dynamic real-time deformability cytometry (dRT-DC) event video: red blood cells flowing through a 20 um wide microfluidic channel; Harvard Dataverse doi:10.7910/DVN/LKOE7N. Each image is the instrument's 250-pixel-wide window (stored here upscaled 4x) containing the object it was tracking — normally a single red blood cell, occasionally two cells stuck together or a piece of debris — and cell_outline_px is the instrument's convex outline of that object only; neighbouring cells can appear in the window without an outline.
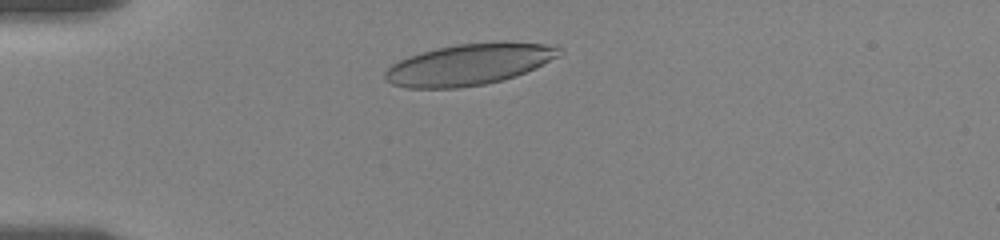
{"species": "human", "species_latin": "Homo sapiens", "temperature_condition": "room temperature", "stored_images_in_passage": 43, "camera_frame_rate_fps": 3000, "um_per_image_px": 0.085, "donor": {"sex": "female"}, "frame": {"image": 1, "passage_image": 1, "time_ms": 0.0, "image_size_px": [1000, 240], "cell_outline_px": [[564, 52], [560, 56], [516, 76], [504, 80], [484, 84], [456, 88], [408, 88], [392, 84], [384, 76], [384, 72], [392, 64], [408, 56], [420, 52], [436, 48], [456, 44], [556, 44], [564, 48]], "centroid_in_image_um": [39.86, 5.5], "position_along_channel_um": 45.1, "area_um2": 41.21}}
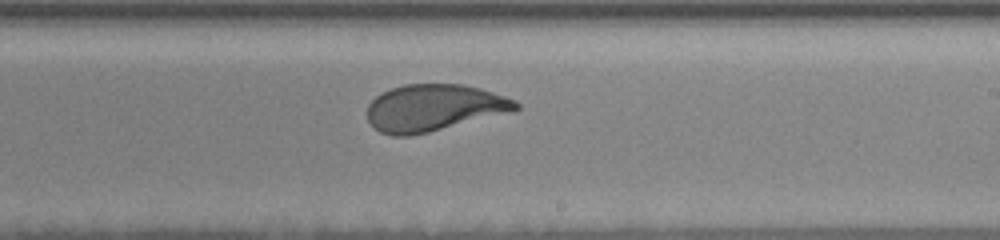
{"frame": {"image": 2, "passage_image": 21, "time_ms": 6.667, "image_size_px": [1000, 240], "cell_outline_px": [[520, 108], [428, 132], [408, 136], [392, 136], [380, 132], [368, 120], [368, 104], [376, 96], [392, 88], [404, 84], [464, 84], [480, 88], [516, 100], [520, 104]], "centroid_in_image_um": [36.83, 9.14], "position_along_channel_um": 252.2, "area_um2": 39.77}}
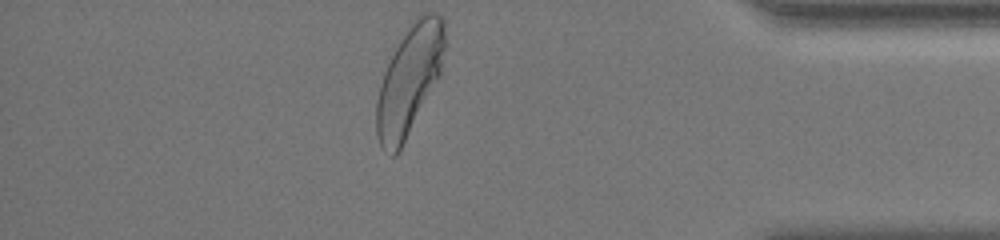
{"frame": {"image": 3, "passage_image": 43, "time_ms": 11.667, "image_size_px": [1000, 240], "cell_outline_px": [[444, 48], [440, 76], [396, 156], [392, 156], [384, 152], [380, 144], [376, 132], [376, 100], [380, 84], [384, 72], [408, 24], [420, 12], [436, 12], [444, 20]], "centroid_in_image_um": [34.79, 6.79], "position_along_channel_um": 400.4, "area_um2": 43.23}, "authors_computed_cell_mechanics": {"area_um2": 41.7894, "velocity_mm_per_s": 3.5222, "shape_relaxation_time_tau1_ms": 3.7362, "shape_relaxation_time_tau2_ms": null, "deformation_change_tau1": 0.1631, "deformation_change_tau2": null}}